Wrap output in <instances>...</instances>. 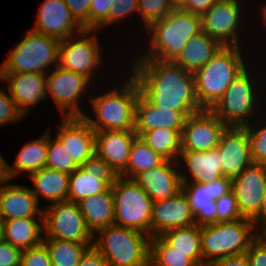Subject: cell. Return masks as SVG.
<instances>
[{"label": "cell", "instance_id": "1", "mask_svg": "<svg viewBox=\"0 0 266 266\" xmlns=\"http://www.w3.org/2000/svg\"><path fill=\"white\" fill-rule=\"evenodd\" d=\"M135 62L131 75L140 93L153 105L179 111L185 118L203 110L196 98L192 72L173 61L136 59Z\"/></svg>", "mask_w": 266, "mask_h": 266}, {"label": "cell", "instance_id": "2", "mask_svg": "<svg viewBox=\"0 0 266 266\" xmlns=\"http://www.w3.org/2000/svg\"><path fill=\"white\" fill-rule=\"evenodd\" d=\"M147 30L152 36L151 47L137 59L174 61L189 39L202 31L201 16L173 9L161 20L153 22Z\"/></svg>", "mask_w": 266, "mask_h": 266}, {"label": "cell", "instance_id": "3", "mask_svg": "<svg viewBox=\"0 0 266 266\" xmlns=\"http://www.w3.org/2000/svg\"><path fill=\"white\" fill-rule=\"evenodd\" d=\"M239 46H223L202 68L195 71L197 101L202 109H211L227 87L247 67Z\"/></svg>", "mask_w": 266, "mask_h": 266}, {"label": "cell", "instance_id": "4", "mask_svg": "<svg viewBox=\"0 0 266 266\" xmlns=\"http://www.w3.org/2000/svg\"><path fill=\"white\" fill-rule=\"evenodd\" d=\"M123 84L121 89L114 88L90 99L97 119L86 114L83 117L95 132L134 130L135 105L140 90L132 75Z\"/></svg>", "mask_w": 266, "mask_h": 266}, {"label": "cell", "instance_id": "5", "mask_svg": "<svg viewBox=\"0 0 266 266\" xmlns=\"http://www.w3.org/2000/svg\"><path fill=\"white\" fill-rule=\"evenodd\" d=\"M255 228L253 220L247 218L200 226L203 266L220 258L245 254L259 235Z\"/></svg>", "mask_w": 266, "mask_h": 266}, {"label": "cell", "instance_id": "6", "mask_svg": "<svg viewBox=\"0 0 266 266\" xmlns=\"http://www.w3.org/2000/svg\"><path fill=\"white\" fill-rule=\"evenodd\" d=\"M93 247L108 266H144L149 263L151 236L132 228L110 225L97 232Z\"/></svg>", "mask_w": 266, "mask_h": 266}, {"label": "cell", "instance_id": "7", "mask_svg": "<svg viewBox=\"0 0 266 266\" xmlns=\"http://www.w3.org/2000/svg\"><path fill=\"white\" fill-rule=\"evenodd\" d=\"M59 45V40L29 30L0 66V73L48 74L58 66Z\"/></svg>", "mask_w": 266, "mask_h": 266}, {"label": "cell", "instance_id": "8", "mask_svg": "<svg viewBox=\"0 0 266 266\" xmlns=\"http://www.w3.org/2000/svg\"><path fill=\"white\" fill-rule=\"evenodd\" d=\"M114 198V225L139 230L151 236L153 201L133 180L118 176L111 187Z\"/></svg>", "mask_w": 266, "mask_h": 266}, {"label": "cell", "instance_id": "9", "mask_svg": "<svg viewBox=\"0 0 266 266\" xmlns=\"http://www.w3.org/2000/svg\"><path fill=\"white\" fill-rule=\"evenodd\" d=\"M248 66L227 87L224 95L210 109L226 126L245 127L257 109L258 93ZM257 93V95H256ZM250 120V122H249Z\"/></svg>", "mask_w": 266, "mask_h": 266}, {"label": "cell", "instance_id": "10", "mask_svg": "<svg viewBox=\"0 0 266 266\" xmlns=\"http://www.w3.org/2000/svg\"><path fill=\"white\" fill-rule=\"evenodd\" d=\"M44 237L82 244H93V234L87 228L79 206L62 201L43 208Z\"/></svg>", "mask_w": 266, "mask_h": 266}, {"label": "cell", "instance_id": "11", "mask_svg": "<svg viewBox=\"0 0 266 266\" xmlns=\"http://www.w3.org/2000/svg\"><path fill=\"white\" fill-rule=\"evenodd\" d=\"M93 31L84 29L77 41L75 35L60 41L58 56L59 67L81 74L90 81L93 70L102 62L98 36L91 35Z\"/></svg>", "mask_w": 266, "mask_h": 266}, {"label": "cell", "instance_id": "12", "mask_svg": "<svg viewBox=\"0 0 266 266\" xmlns=\"http://www.w3.org/2000/svg\"><path fill=\"white\" fill-rule=\"evenodd\" d=\"M117 178V173L95 153L69 174L67 201L77 203L104 192L113 186Z\"/></svg>", "mask_w": 266, "mask_h": 266}, {"label": "cell", "instance_id": "13", "mask_svg": "<svg viewBox=\"0 0 266 266\" xmlns=\"http://www.w3.org/2000/svg\"><path fill=\"white\" fill-rule=\"evenodd\" d=\"M88 84L91 85L87 77L59 66L52 74H46L47 94L54 99L63 117H83L86 114L82 108L80 110L78 101Z\"/></svg>", "mask_w": 266, "mask_h": 266}, {"label": "cell", "instance_id": "14", "mask_svg": "<svg viewBox=\"0 0 266 266\" xmlns=\"http://www.w3.org/2000/svg\"><path fill=\"white\" fill-rule=\"evenodd\" d=\"M240 7L239 1L219 0L201 16L202 31L222 46L240 47Z\"/></svg>", "mask_w": 266, "mask_h": 266}, {"label": "cell", "instance_id": "15", "mask_svg": "<svg viewBox=\"0 0 266 266\" xmlns=\"http://www.w3.org/2000/svg\"><path fill=\"white\" fill-rule=\"evenodd\" d=\"M226 127L209 109L188 116L181 133V151L203 152L216 148Z\"/></svg>", "mask_w": 266, "mask_h": 266}, {"label": "cell", "instance_id": "16", "mask_svg": "<svg viewBox=\"0 0 266 266\" xmlns=\"http://www.w3.org/2000/svg\"><path fill=\"white\" fill-rule=\"evenodd\" d=\"M182 191L188 198L195 224H214L217 215L215 201L232 191V178L223 176L212 182L182 183Z\"/></svg>", "mask_w": 266, "mask_h": 266}, {"label": "cell", "instance_id": "17", "mask_svg": "<svg viewBox=\"0 0 266 266\" xmlns=\"http://www.w3.org/2000/svg\"><path fill=\"white\" fill-rule=\"evenodd\" d=\"M265 190V164L252 163L232 179V191L243 218L253 220L259 214Z\"/></svg>", "mask_w": 266, "mask_h": 266}, {"label": "cell", "instance_id": "18", "mask_svg": "<svg viewBox=\"0 0 266 266\" xmlns=\"http://www.w3.org/2000/svg\"><path fill=\"white\" fill-rule=\"evenodd\" d=\"M55 138L78 166L96 153L95 131L84 117H64Z\"/></svg>", "mask_w": 266, "mask_h": 266}, {"label": "cell", "instance_id": "19", "mask_svg": "<svg viewBox=\"0 0 266 266\" xmlns=\"http://www.w3.org/2000/svg\"><path fill=\"white\" fill-rule=\"evenodd\" d=\"M217 148L224 177L233 179L253 163L246 127L227 126L221 134Z\"/></svg>", "mask_w": 266, "mask_h": 266}, {"label": "cell", "instance_id": "20", "mask_svg": "<svg viewBox=\"0 0 266 266\" xmlns=\"http://www.w3.org/2000/svg\"><path fill=\"white\" fill-rule=\"evenodd\" d=\"M33 31L55 38L59 41L80 34L84 28L72 16L64 0H45L38 10Z\"/></svg>", "mask_w": 266, "mask_h": 266}, {"label": "cell", "instance_id": "21", "mask_svg": "<svg viewBox=\"0 0 266 266\" xmlns=\"http://www.w3.org/2000/svg\"><path fill=\"white\" fill-rule=\"evenodd\" d=\"M178 164V161L164 159L159 165L138 174L133 180L153 202L172 198L182 191V178L178 172L180 169H176L182 163Z\"/></svg>", "mask_w": 266, "mask_h": 266}, {"label": "cell", "instance_id": "22", "mask_svg": "<svg viewBox=\"0 0 266 266\" xmlns=\"http://www.w3.org/2000/svg\"><path fill=\"white\" fill-rule=\"evenodd\" d=\"M195 224L187 196L180 191L176 196L152 204L151 237Z\"/></svg>", "mask_w": 266, "mask_h": 266}, {"label": "cell", "instance_id": "23", "mask_svg": "<svg viewBox=\"0 0 266 266\" xmlns=\"http://www.w3.org/2000/svg\"><path fill=\"white\" fill-rule=\"evenodd\" d=\"M0 81L7 82V89L23 116L28 113L30 106L48 99L46 74L0 73Z\"/></svg>", "mask_w": 266, "mask_h": 266}, {"label": "cell", "instance_id": "24", "mask_svg": "<svg viewBox=\"0 0 266 266\" xmlns=\"http://www.w3.org/2000/svg\"><path fill=\"white\" fill-rule=\"evenodd\" d=\"M137 136L134 130L95 132L96 154L120 176L126 169L130 148Z\"/></svg>", "mask_w": 266, "mask_h": 266}, {"label": "cell", "instance_id": "25", "mask_svg": "<svg viewBox=\"0 0 266 266\" xmlns=\"http://www.w3.org/2000/svg\"><path fill=\"white\" fill-rule=\"evenodd\" d=\"M0 217L3 220L44 217L32 190L21 185H0Z\"/></svg>", "mask_w": 266, "mask_h": 266}, {"label": "cell", "instance_id": "26", "mask_svg": "<svg viewBox=\"0 0 266 266\" xmlns=\"http://www.w3.org/2000/svg\"><path fill=\"white\" fill-rule=\"evenodd\" d=\"M185 117L179 112L153 105L141 93L135 105V133L140 137L144 132L156 128H170L182 133Z\"/></svg>", "mask_w": 266, "mask_h": 266}, {"label": "cell", "instance_id": "27", "mask_svg": "<svg viewBox=\"0 0 266 266\" xmlns=\"http://www.w3.org/2000/svg\"><path fill=\"white\" fill-rule=\"evenodd\" d=\"M180 162L185 164L188 176H191L188 177L181 172L182 183L212 182L223 177L221 157L217 147L203 152L181 151L178 159L179 164Z\"/></svg>", "mask_w": 266, "mask_h": 266}, {"label": "cell", "instance_id": "28", "mask_svg": "<svg viewBox=\"0 0 266 266\" xmlns=\"http://www.w3.org/2000/svg\"><path fill=\"white\" fill-rule=\"evenodd\" d=\"M77 204L93 236L99 230L114 225V198L111 187L95 196L84 198Z\"/></svg>", "mask_w": 266, "mask_h": 266}, {"label": "cell", "instance_id": "29", "mask_svg": "<svg viewBox=\"0 0 266 266\" xmlns=\"http://www.w3.org/2000/svg\"><path fill=\"white\" fill-rule=\"evenodd\" d=\"M222 47L217 40L201 31L189 39L173 62L183 69L194 73L207 64Z\"/></svg>", "mask_w": 266, "mask_h": 266}, {"label": "cell", "instance_id": "30", "mask_svg": "<svg viewBox=\"0 0 266 266\" xmlns=\"http://www.w3.org/2000/svg\"><path fill=\"white\" fill-rule=\"evenodd\" d=\"M42 232L44 233V217L4 220L5 241L22 251L42 244Z\"/></svg>", "mask_w": 266, "mask_h": 266}, {"label": "cell", "instance_id": "31", "mask_svg": "<svg viewBox=\"0 0 266 266\" xmlns=\"http://www.w3.org/2000/svg\"><path fill=\"white\" fill-rule=\"evenodd\" d=\"M35 189H31L39 203V197L55 202L67 201L69 174L44 167L29 175Z\"/></svg>", "mask_w": 266, "mask_h": 266}, {"label": "cell", "instance_id": "32", "mask_svg": "<svg viewBox=\"0 0 266 266\" xmlns=\"http://www.w3.org/2000/svg\"><path fill=\"white\" fill-rule=\"evenodd\" d=\"M48 153V130L42 137L24 144L19 151L13 167L7 163V175L11 180L17 177L21 172L28 176L44 168L47 162Z\"/></svg>", "mask_w": 266, "mask_h": 266}, {"label": "cell", "instance_id": "33", "mask_svg": "<svg viewBox=\"0 0 266 266\" xmlns=\"http://www.w3.org/2000/svg\"><path fill=\"white\" fill-rule=\"evenodd\" d=\"M175 250L187 253L198 266H203L200 226L174 228L161 235Z\"/></svg>", "mask_w": 266, "mask_h": 266}, {"label": "cell", "instance_id": "34", "mask_svg": "<svg viewBox=\"0 0 266 266\" xmlns=\"http://www.w3.org/2000/svg\"><path fill=\"white\" fill-rule=\"evenodd\" d=\"M140 138L163 159L178 161L182 142L179 130L156 128L144 132Z\"/></svg>", "mask_w": 266, "mask_h": 266}, {"label": "cell", "instance_id": "35", "mask_svg": "<svg viewBox=\"0 0 266 266\" xmlns=\"http://www.w3.org/2000/svg\"><path fill=\"white\" fill-rule=\"evenodd\" d=\"M163 160L158 153L153 151L137 136L131 145L126 169L120 176L127 179H134L138 174L159 165Z\"/></svg>", "mask_w": 266, "mask_h": 266}, {"label": "cell", "instance_id": "36", "mask_svg": "<svg viewBox=\"0 0 266 266\" xmlns=\"http://www.w3.org/2000/svg\"><path fill=\"white\" fill-rule=\"evenodd\" d=\"M52 266H78L82 255L93 244L63 241L55 238H43Z\"/></svg>", "mask_w": 266, "mask_h": 266}, {"label": "cell", "instance_id": "37", "mask_svg": "<svg viewBox=\"0 0 266 266\" xmlns=\"http://www.w3.org/2000/svg\"><path fill=\"white\" fill-rule=\"evenodd\" d=\"M151 266H198L187 253L175 250L161 235L150 238Z\"/></svg>", "mask_w": 266, "mask_h": 266}, {"label": "cell", "instance_id": "38", "mask_svg": "<svg viewBox=\"0 0 266 266\" xmlns=\"http://www.w3.org/2000/svg\"><path fill=\"white\" fill-rule=\"evenodd\" d=\"M50 131L48 129V153L45 167L71 174L79 166L56 138L51 139Z\"/></svg>", "mask_w": 266, "mask_h": 266}, {"label": "cell", "instance_id": "39", "mask_svg": "<svg viewBox=\"0 0 266 266\" xmlns=\"http://www.w3.org/2000/svg\"><path fill=\"white\" fill-rule=\"evenodd\" d=\"M173 10L170 0H138V12L144 19L146 29Z\"/></svg>", "mask_w": 266, "mask_h": 266}, {"label": "cell", "instance_id": "40", "mask_svg": "<svg viewBox=\"0 0 266 266\" xmlns=\"http://www.w3.org/2000/svg\"><path fill=\"white\" fill-rule=\"evenodd\" d=\"M253 126L252 123L245 126L250 142V156L253 163L266 165V125L258 129Z\"/></svg>", "mask_w": 266, "mask_h": 266}, {"label": "cell", "instance_id": "41", "mask_svg": "<svg viewBox=\"0 0 266 266\" xmlns=\"http://www.w3.org/2000/svg\"><path fill=\"white\" fill-rule=\"evenodd\" d=\"M115 0H91L89 7V30L95 33L108 26V14L110 6H116Z\"/></svg>", "mask_w": 266, "mask_h": 266}, {"label": "cell", "instance_id": "42", "mask_svg": "<svg viewBox=\"0 0 266 266\" xmlns=\"http://www.w3.org/2000/svg\"><path fill=\"white\" fill-rule=\"evenodd\" d=\"M216 222L235 221L242 219L233 191L221 196L216 201Z\"/></svg>", "mask_w": 266, "mask_h": 266}, {"label": "cell", "instance_id": "43", "mask_svg": "<svg viewBox=\"0 0 266 266\" xmlns=\"http://www.w3.org/2000/svg\"><path fill=\"white\" fill-rule=\"evenodd\" d=\"M21 266H52L49 252L42 243L22 251Z\"/></svg>", "mask_w": 266, "mask_h": 266}, {"label": "cell", "instance_id": "44", "mask_svg": "<svg viewBox=\"0 0 266 266\" xmlns=\"http://www.w3.org/2000/svg\"><path fill=\"white\" fill-rule=\"evenodd\" d=\"M22 117L23 114L17 109L9 90L7 93L0 88V126L8 122L19 121Z\"/></svg>", "mask_w": 266, "mask_h": 266}, {"label": "cell", "instance_id": "45", "mask_svg": "<svg viewBox=\"0 0 266 266\" xmlns=\"http://www.w3.org/2000/svg\"><path fill=\"white\" fill-rule=\"evenodd\" d=\"M117 5L110 6L108 26L122 20L130 14L138 12V0H115Z\"/></svg>", "mask_w": 266, "mask_h": 266}, {"label": "cell", "instance_id": "46", "mask_svg": "<svg viewBox=\"0 0 266 266\" xmlns=\"http://www.w3.org/2000/svg\"><path fill=\"white\" fill-rule=\"evenodd\" d=\"M72 16L84 28L89 29V7L91 0H64Z\"/></svg>", "mask_w": 266, "mask_h": 266}, {"label": "cell", "instance_id": "47", "mask_svg": "<svg viewBox=\"0 0 266 266\" xmlns=\"http://www.w3.org/2000/svg\"><path fill=\"white\" fill-rule=\"evenodd\" d=\"M245 254L250 266H266V241L258 235Z\"/></svg>", "mask_w": 266, "mask_h": 266}, {"label": "cell", "instance_id": "48", "mask_svg": "<svg viewBox=\"0 0 266 266\" xmlns=\"http://www.w3.org/2000/svg\"><path fill=\"white\" fill-rule=\"evenodd\" d=\"M22 250L4 241L0 243V266H21Z\"/></svg>", "mask_w": 266, "mask_h": 266}, {"label": "cell", "instance_id": "49", "mask_svg": "<svg viewBox=\"0 0 266 266\" xmlns=\"http://www.w3.org/2000/svg\"><path fill=\"white\" fill-rule=\"evenodd\" d=\"M78 266H108V263L104 257L91 246L82 255Z\"/></svg>", "mask_w": 266, "mask_h": 266}, {"label": "cell", "instance_id": "50", "mask_svg": "<svg viewBox=\"0 0 266 266\" xmlns=\"http://www.w3.org/2000/svg\"><path fill=\"white\" fill-rule=\"evenodd\" d=\"M219 0H187L182 10L202 16Z\"/></svg>", "mask_w": 266, "mask_h": 266}, {"label": "cell", "instance_id": "51", "mask_svg": "<svg viewBox=\"0 0 266 266\" xmlns=\"http://www.w3.org/2000/svg\"><path fill=\"white\" fill-rule=\"evenodd\" d=\"M210 266H250L246 254L220 258Z\"/></svg>", "mask_w": 266, "mask_h": 266}, {"label": "cell", "instance_id": "52", "mask_svg": "<svg viewBox=\"0 0 266 266\" xmlns=\"http://www.w3.org/2000/svg\"><path fill=\"white\" fill-rule=\"evenodd\" d=\"M253 222L255 223L256 227H260L259 230L261 228L266 227V190L264 192L263 202H262V205H261V208H260V212L253 219Z\"/></svg>", "mask_w": 266, "mask_h": 266}, {"label": "cell", "instance_id": "53", "mask_svg": "<svg viewBox=\"0 0 266 266\" xmlns=\"http://www.w3.org/2000/svg\"><path fill=\"white\" fill-rule=\"evenodd\" d=\"M7 175V161L3 158V156L0 153V185L4 184L5 182L9 181Z\"/></svg>", "mask_w": 266, "mask_h": 266}, {"label": "cell", "instance_id": "54", "mask_svg": "<svg viewBox=\"0 0 266 266\" xmlns=\"http://www.w3.org/2000/svg\"><path fill=\"white\" fill-rule=\"evenodd\" d=\"M170 3L173 9H182L186 5L187 0H170Z\"/></svg>", "mask_w": 266, "mask_h": 266}, {"label": "cell", "instance_id": "55", "mask_svg": "<svg viewBox=\"0 0 266 266\" xmlns=\"http://www.w3.org/2000/svg\"><path fill=\"white\" fill-rule=\"evenodd\" d=\"M5 241V235H4V220L0 219V243Z\"/></svg>", "mask_w": 266, "mask_h": 266}, {"label": "cell", "instance_id": "56", "mask_svg": "<svg viewBox=\"0 0 266 266\" xmlns=\"http://www.w3.org/2000/svg\"><path fill=\"white\" fill-rule=\"evenodd\" d=\"M260 231H259V235L266 241V227L262 228V230Z\"/></svg>", "mask_w": 266, "mask_h": 266}, {"label": "cell", "instance_id": "57", "mask_svg": "<svg viewBox=\"0 0 266 266\" xmlns=\"http://www.w3.org/2000/svg\"><path fill=\"white\" fill-rule=\"evenodd\" d=\"M262 16L264 17V22H265V25H266V4L262 6Z\"/></svg>", "mask_w": 266, "mask_h": 266}]
</instances>
